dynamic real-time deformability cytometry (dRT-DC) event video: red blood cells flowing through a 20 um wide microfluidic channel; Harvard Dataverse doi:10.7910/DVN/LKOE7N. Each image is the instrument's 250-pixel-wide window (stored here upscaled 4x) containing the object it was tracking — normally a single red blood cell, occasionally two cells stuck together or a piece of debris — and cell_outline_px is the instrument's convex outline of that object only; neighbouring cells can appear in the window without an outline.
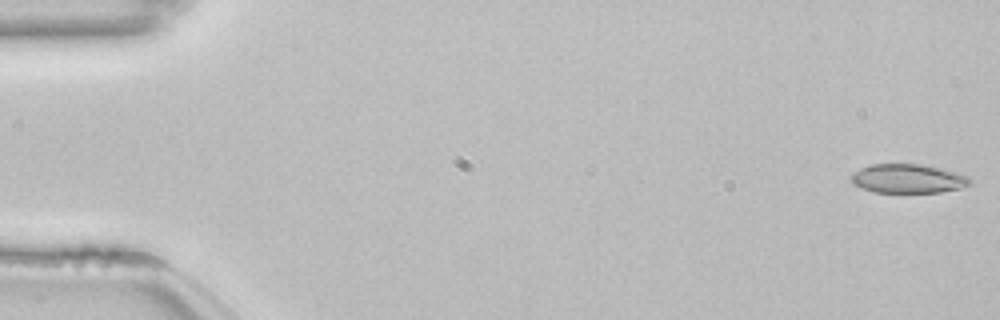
{"species": "common noctule bat (a hibernating species)", "species_latin": "Nyctalus noctula", "temperature_condition": "room temperature", "stored_images_in_passage": 53, "camera_frame_rate_fps": 3000, "um_per_image_px": 0.085, "animal": {"sex": "female", "body_mass_g": 22.7, "forearm_length_mm": 54.2}, "frame": {"image": 1, "passage_image": 1, "time_ms": 0.0, "image_size_px": [1000, 320], "cell_outline_px": [[972, 184], [960, 188], [940, 192], [872, 192], [852, 184], [848, 176], [852, 172], [860, 168], [872, 164], [920, 164], [940, 168], [968, 176], [972, 180]], "centroid_in_image_um": [77.13, 15.18], "position_along_channel_um": 7.9, "area_um2": 20.23}}
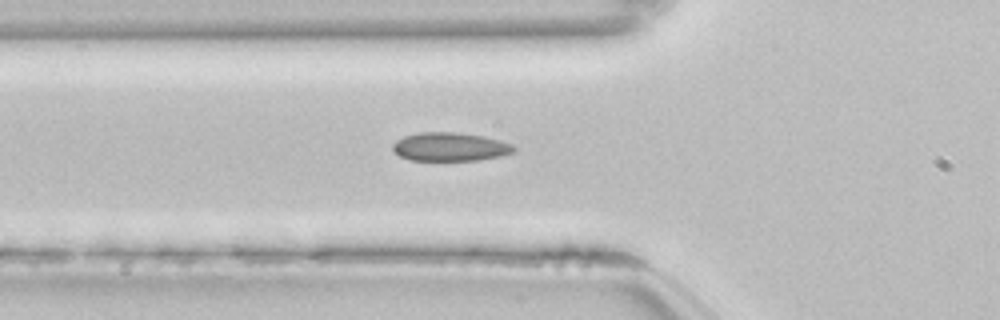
{"frame": {"image": 2, "passage_image": 19, "time_ms": 6.0, "image_size_px": [1000, 320], "cell_outline_px": [[516, 148], [512, 152], [500, 156], [476, 160], [408, 160], [400, 156], [392, 148], [392, 144], [396, 140], [404, 136], [420, 132], [452, 132], [484, 136], [500, 140], [512, 144]], "centroid_in_image_um": [38.23, 12.47], "position_along_channel_um": 87.6, "area_um2": 20.06}}
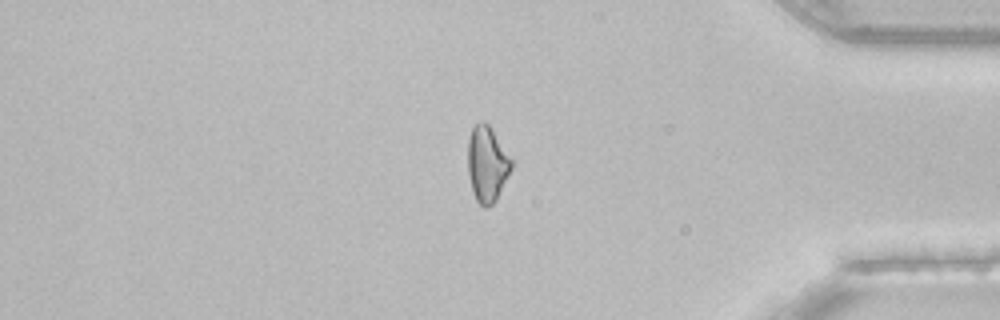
{"frame": {"image": 3, "passage_image": 45, "time_ms": 14.667, "image_size_px": [1000, 320], "cell_outline_px": [[512, 168], [496, 200], [488, 208], [484, 208], [476, 200], [472, 192], [468, 176], [468, 140], [472, 128], [480, 120], [484, 120], [488, 124], [512, 160]], "centroid_in_image_um": [41.38, 13.96], "position_along_channel_um": 393.8, "area_um2": 19.19}, "authors_computed_cell_mechanics": {"area_um2": 20.23, "velocity_mm_per_s": 3.8521, "shape_relaxation_time_tau1_ms": 6.3526, "shape_relaxation_time_tau2_ms": 2.4761, "deformation_change_tau1": 0.1082, "deformation_change_tau2": 0.0693}}